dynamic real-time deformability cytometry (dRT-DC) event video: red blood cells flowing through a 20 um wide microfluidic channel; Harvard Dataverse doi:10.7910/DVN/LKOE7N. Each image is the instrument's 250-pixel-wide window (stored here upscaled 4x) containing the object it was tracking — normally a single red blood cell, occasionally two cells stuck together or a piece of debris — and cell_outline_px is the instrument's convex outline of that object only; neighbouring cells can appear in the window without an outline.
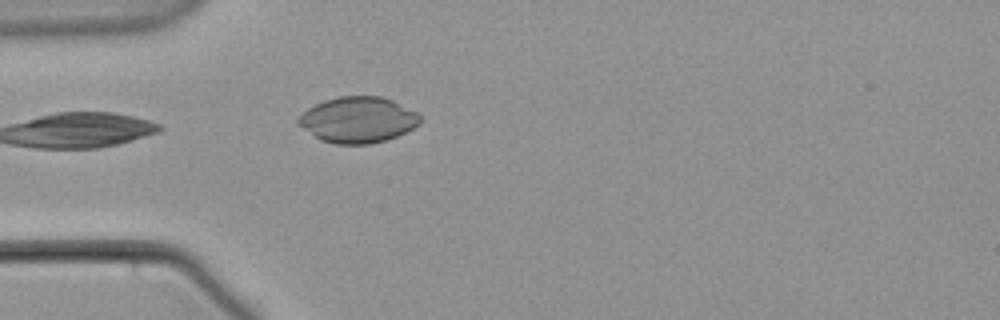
{"species": "common noctule bat (a hibernating species)", "species_latin": "Nyctalus noctula", "temperature_condition": "warm", "stored_images_in_passage": 24, "camera_frame_rate_fps": 3000, "um_per_image_px": 0.085, "animal": {"sex": "male", "body_mass_g": 21.5, "forearm_length_mm": 52.0}, "frame": {"image": 1, "passage_image": 1, "time_ms": 0.0, "image_size_px": [1000, 320], "cell_outline_px": [[420, 124], [396, 136], [384, 140], [368, 144], [336, 144], [320, 140], [296, 124], [296, 120], [308, 108], [324, 100], [340, 96], [380, 96], [392, 100], [416, 112], [420, 116]], "centroid_in_image_um": [30.39, 10.18], "position_along_channel_um": 54.6, "area_um2": 32.37}}